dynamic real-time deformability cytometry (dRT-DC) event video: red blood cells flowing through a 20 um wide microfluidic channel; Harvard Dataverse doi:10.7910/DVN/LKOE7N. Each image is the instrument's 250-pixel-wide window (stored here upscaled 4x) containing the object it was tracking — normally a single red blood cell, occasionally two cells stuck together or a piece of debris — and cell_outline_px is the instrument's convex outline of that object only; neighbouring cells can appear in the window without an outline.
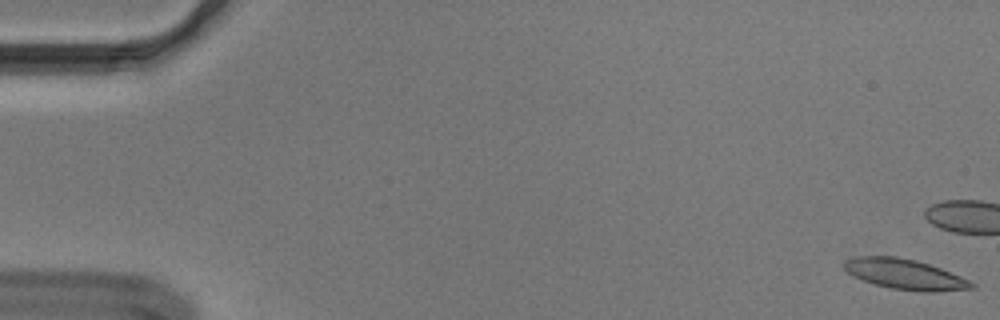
{"species": "Egyptian fruit bat (a non-hibernating species)", "species_latin": "Rousettus aegyptiacus", "temperature_condition": "cold", "stored_images_in_passage": 56, "camera_frame_rate_fps": 3000, "um_per_image_px": 0.085, "animal": {"sex": "male"}, "frame": {"image": 1, "passage_image": 1, "time_ms": 0.0, "image_size_px": [1000, 320], "cell_outline_px": [[976, 288], [932, 292], [920, 292], [892, 288], [876, 284], [864, 280], [848, 272], [844, 268], [844, 260], [856, 256], [896, 256], [916, 260], [940, 268], [960, 276], [976, 284]], "centroid_in_image_um": [76.94, 23.31], "position_along_channel_um": 8.1, "area_um2": 22.31}}
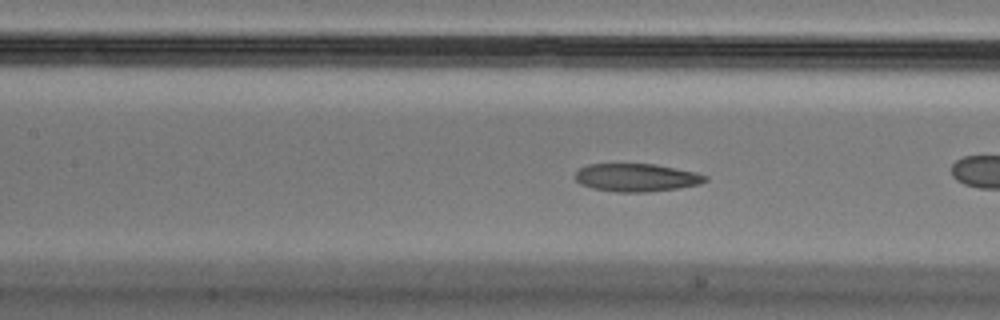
{"frame": {"image": 2, "passage_image": 25, "time_ms": 8.0, "image_size_px": [1000, 320], "cell_outline_px": [[708, 180], [700, 184], [680, 188], [648, 192], [616, 192], [592, 188], [580, 184], [576, 180], [576, 172], [580, 168], [588, 164], [656, 164], [696, 172], [708, 176]], "centroid_in_image_um": [54.13, 15.09], "position_along_channel_um": 153.3, "area_um2": 21.33}, "authors_computed_cell_mechanics": {"area_um2": 22.3108, "velocity_mm_per_s": 3.6206, "shape_relaxation_time_tau1_ms": null, "shape_relaxation_time_tau2_ms": 2.2286, "deformation_change_tau1": null, "deformation_change_tau2": 0.0823}}